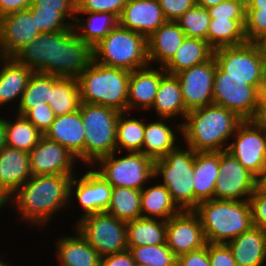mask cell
Returning <instances> with one entry per match:
<instances>
[{
  "mask_svg": "<svg viewBox=\"0 0 266 266\" xmlns=\"http://www.w3.org/2000/svg\"><path fill=\"white\" fill-rule=\"evenodd\" d=\"M135 266H152V265H148V264H136Z\"/></svg>",
  "mask_w": 266,
  "mask_h": 266,
  "instance_id": "66",
  "label": "cell"
},
{
  "mask_svg": "<svg viewBox=\"0 0 266 266\" xmlns=\"http://www.w3.org/2000/svg\"><path fill=\"white\" fill-rule=\"evenodd\" d=\"M40 33L28 9L0 17V57H13Z\"/></svg>",
  "mask_w": 266,
  "mask_h": 266,
  "instance_id": "19",
  "label": "cell"
},
{
  "mask_svg": "<svg viewBox=\"0 0 266 266\" xmlns=\"http://www.w3.org/2000/svg\"><path fill=\"white\" fill-rule=\"evenodd\" d=\"M7 202H8L7 199L0 193V210L6 208L4 206L6 205L8 206Z\"/></svg>",
  "mask_w": 266,
  "mask_h": 266,
  "instance_id": "62",
  "label": "cell"
},
{
  "mask_svg": "<svg viewBox=\"0 0 266 266\" xmlns=\"http://www.w3.org/2000/svg\"><path fill=\"white\" fill-rule=\"evenodd\" d=\"M128 114V115H127ZM129 112H121L118 117L116 131V151L141 152L144 142L145 121Z\"/></svg>",
  "mask_w": 266,
  "mask_h": 266,
  "instance_id": "39",
  "label": "cell"
},
{
  "mask_svg": "<svg viewBox=\"0 0 266 266\" xmlns=\"http://www.w3.org/2000/svg\"><path fill=\"white\" fill-rule=\"evenodd\" d=\"M176 266H211L208 256V243L200 249L177 257Z\"/></svg>",
  "mask_w": 266,
  "mask_h": 266,
  "instance_id": "53",
  "label": "cell"
},
{
  "mask_svg": "<svg viewBox=\"0 0 266 266\" xmlns=\"http://www.w3.org/2000/svg\"><path fill=\"white\" fill-rule=\"evenodd\" d=\"M32 74L30 68L13 57H0V109L13 102H17L14 105L18 107Z\"/></svg>",
  "mask_w": 266,
  "mask_h": 266,
  "instance_id": "27",
  "label": "cell"
},
{
  "mask_svg": "<svg viewBox=\"0 0 266 266\" xmlns=\"http://www.w3.org/2000/svg\"><path fill=\"white\" fill-rule=\"evenodd\" d=\"M2 257H3V255H1V257H0V266H12L9 264V262H6L5 260L3 261Z\"/></svg>",
  "mask_w": 266,
  "mask_h": 266,
  "instance_id": "64",
  "label": "cell"
},
{
  "mask_svg": "<svg viewBox=\"0 0 266 266\" xmlns=\"http://www.w3.org/2000/svg\"><path fill=\"white\" fill-rule=\"evenodd\" d=\"M217 65L227 77L243 79L249 85L262 87L263 51L259 43L220 47L214 50Z\"/></svg>",
  "mask_w": 266,
  "mask_h": 266,
  "instance_id": "11",
  "label": "cell"
},
{
  "mask_svg": "<svg viewBox=\"0 0 266 266\" xmlns=\"http://www.w3.org/2000/svg\"><path fill=\"white\" fill-rule=\"evenodd\" d=\"M260 185H261L264 189H266V174H265L264 178L260 181Z\"/></svg>",
  "mask_w": 266,
  "mask_h": 266,
  "instance_id": "65",
  "label": "cell"
},
{
  "mask_svg": "<svg viewBox=\"0 0 266 266\" xmlns=\"http://www.w3.org/2000/svg\"><path fill=\"white\" fill-rule=\"evenodd\" d=\"M53 85V75L33 72L14 114L23 116L33 106L47 103L49 101L50 89H52Z\"/></svg>",
  "mask_w": 266,
  "mask_h": 266,
  "instance_id": "41",
  "label": "cell"
},
{
  "mask_svg": "<svg viewBox=\"0 0 266 266\" xmlns=\"http://www.w3.org/2000/svg\"><path fill=\"white\" fill-rule=\"evenodd\" d=\"M211 266H238L227 244L208 243Z\"/></svg>",
  "mask_w": 266,
  "mask_h": 266,
  "instance_id": "52",
  "label": "cell"
},
{
  "mask_svg": "<svg viewBox=\"0 0 266 266\" xmlns=\"http://www.w3.org/2000/svg\"><path fill=\"white\" fill-rule=\"evenodd\" d=\"M207 10L211 19H245L246 14V9L235 0H224Z\"/></svg>",
  "mask_w": 266,
  "mask_h": 266,
  "instance_id": "49",
  "label": "cell"
},
{
  "mask_svg": "<svg viewBox=\"0 0 266 266\" xmlns=\"http://www.w3.org/2000/svg\"><path fill=\"white\" fill-rule=\"evenodd\" d=\"M86 169L89 170L83 172V174L80 173L81 176H78V173L75 174L70 183V203L77 202L83 212L78 219L106 211L110 204L113 190L111 184L92 169V166H86Z\"/></svg>",
  "mask_w": 266,
  "mask_h": 266,
  "instance_id": "15",
  "label": "cell"
},
{
  "mask_svg": "<svg viewBox=\"0 0 266 266\" xmlns=\"http://www.w3.org/2000/svg\"><path fill=\"white\" fill-rule=\"evenodd\" d=\"M182 210L173 201L168 189L159 183L141 190V217L169 220Z\"/></svg>",
  "mask_w": 266,
  "mask_h": 266,
  "instance_id": "33",
  "label": "cell"
},
{
  "mask_svg": "<svg viewBox=\"0 0 266 266\" xmlns=\"http://www.w3.org/2000/svg\"><path fill=\"white\" fill-rule=\"evenodd\" d=\"M128 0H76V12H105L120 17Z\"/></svg>",
  "mask_w": 266,
  "mask_h": 266,
  "instance_id": "46",
  "label": "cell"
},
{
  "mask_svg": "<svg viewBox=\"0 0 266 266\" xmlns=\"http://www.w3.org/2000/svg\"><path fill=\"white\" fill-rule=\"evenodd\" d=\"M30 170L35 175H75L77 158L59 143L44 135L29 152ZM75 168V169H74Z\"/></svg>",
  "mask_w": 266,
  "mask_h": 266,
  "instance_id": "17",
  "label": "cell"
},
{
  "mask_svg": "<svg viewBox=\"0 0 266 266\" xmlns=\"http://www.w3.org/2000/svg\"><path fill=\"white\" fill-rule=\"evenodd\" d=\"M230 152L259 181L266 174V130L256 120H243L229 142Z\"/></svg>",
  "mask_w": 266,
  "mask_h": 266,
  "instance_id": "12",
  "label": "cell"
},
{
  "mask_svg": "<svg viewBox=\"0 0 266 266\" xmlns=\"http://www.w3.org/2000/svg\"><path fill=\"white\" fill-rule=\"evenodd\" d=\"M82 17H81V16ZM83 15L86 17L83 18ZM119 24V18L105 12H76L72 25L76 35L83 41L95 46Z\"/></svg>",
  "mask_w": 266,
  "mask_h": 266,
  "instance_id": "32",
  "label": "cell"
},
{
  "mask_svg": "<svg viewBox=\"0 0 266 266\" xmlns=\"http://www.w3.org/2000/svg\"><path fill=\"white\" fill-rule=\"evenodd\" d=\"M80 103L77 78L54 76V85L50 89L47 104H49L55 116L77 111Z\"/></svg>",
  "mask_w": 266,
  "mask_h": 266,
  "instance_id": "36",
  "label": "cell"
},
{
  "mask_svg": "<svg viewBox=\"0 0 266 266\" xmlns=\"http://www.w3.org/2000/svg\"><path fill=\"white\" fill-rule=\"evenodd\" d=\"M79 110L86 131L84 165L92 166L100 158L116 151L117 122L121 112L89 103H80Z\"/></svg>",
  "mask_w": 266,
  "mask_h": 266,
  "instance_id": "7",
  "label": "cell"
},
{
  "mask_svg": "<svg viewBox=\"0 0 266 266\" xmlns=\"http://www.w3.org/2000/svg\"><path fill=\"white\" fill-rule=\"evenodd\" d=\"M130 71L93 62L77 77L81 103L128 112Z\"/></svg>",
  "mask_w": 266,
  "mask_h": 266,
  "instance_id": "4",
  "label": "cell"
},
{
  "mask_svg": "<svg viewBox=\"0 0 266 266\" xmlns=\"http://www.w3.org/2000/svg\"><path fill=\"white\" fill-rule=\"evenodd\" d=\"M30 5L31 0H0V17L13 12L26 10Z\"/></svg>",
  "mask_w": 266,
  "mask_h": 266,
  "instance_id": "55",
  "label": "cell"
},
{
  "mask_svg": "<svg viewBox=\"0 0 266 266\" xmlns=\"http://www.w3.org/2000/svg\"><path fill=\"white\" fill-rule=\"evenodd\" d=\"M253 226L266 230V189L259 185L250 199Z\"/></svg>",
  "mask_w": 266,
  "mask_h": 266,
  "instance_id": "48",
  "label": "cell"
},
{
  "mask_svg": "<svg viewBox=\"0 0 266 266\" xmlns=\"http://www.w3.org/2000/svg\"><path fill=\"white\" fill-rule=\"evenodd\" d=\"M28 10L35 18L36 27L41 33L66 31L72 28V24L56 10L41 9V7H29Z\"/></svg>",
  "mask_w": 266,
  "mask_h": 266,
  "instance_id": "44",
  "label": "cell"
},
{
  "mask_svg": "<svg viewBox=\"0 0 266 266\" xmlns=\"http://www.w3.org/2000/svg\"><path fill=\"white\" fill-rule=\"evenodd\" d=\"M226 244L238 266H266V230L253 226Z\"/></svg>",
  "mask_w": 266,
  "mask_h": 266,
  "instance_id": "28",
  "label": "cell"
},
{
  "mask_svg": "<svg viewBox=\"0 0 266 266\" xmlns=\"http://www.w3.org/2000/svg\"><path fill=\"white\" fill-rule=\"evenodd\" d=\"M163 67L152 65L130 72L128 87V112L149 111L158 91L161 79L166 75Z\"/></svg>",
  "mask_w": 266,
  "mask_h": 266,
  "instance_id": "21",
  "label": "cell"
},
{
  "mask_svg": "<svg viewBox=\"0 0 266 266\" xmlns=\"http://www.w3.org/2000/svg\"><path fill=\"white\" fill-rule=\"evenodd\" d=\"M186 35L176 21H166L147 38L148 61L164 67L182 45ZM153 62L154 65H153Z\"/></svg>",
  "mask_w": 266,
  "mask_h": 266,
  "instance_id": "25",
  "label": "cell"
},
{
  "mask_svg": "<svg viewBox=\"0 0 266 266\" xmlns=\"http://www.w3.org/2000/svg\"><path fill=\"white\" fill-rule=\"evenodd\" d=\"M244 33L248 42L258 43L266 36V8H247Z\"/></svg>",
  "mask_w": 266,
  "mask_h": 266,
  "instance_id": "45",
  "label": "cell"
},
{
  "mask_svg": "<svg viewBox=\"0 0 266 266\" xmlns=\"http://www.w3.org/2000/svg\"><path fill=\"white\" fill-rule=\"evenodd\" d=\"M93 60L130 72L147 67V38L118 24L93 46Z\"/></svg>",
  "mask_w": 266,
  "mask_h": 266,
  "instance_id": "6",
  "label": "cell"
},
{
  "mask_svg": "<svg viewBox=\"0 0 266 266\" xmlns=\"http://www.w3.org/2000/svg\"><path fill=\"white\" fill-rule=\"evenodd\" d=\"M41 133H45L55 119V114L49 104L33 106L24 115Z\"/></svg>",
  "mask_w": 266,
  "mask_h": 266,
  "instance_id": "47",
  "label": "cell"
},
{
  "mask_svg": "<svg viewBox=\"0 0 266 266\" xmlns=\"http://www.w3.org/2000/svg\"><path fill=\"white\" fill-rule=\"evenodd\" d=\"M5 145V117L0 116V149Z\"/></svg>",
  "mask_w": 266,
  "mask_h": 266,
  "instance_id": "59",
  "label": "cell"
},
{
  "mask_svg": "<svg viewBox=\"0 0 266 266\" xmlns=\"http://www.w3.org/2000/svg\"><path fill=\"white\" fill-rule=\"evenodd\" d=\"M216 66V60L212 56L206 62L175 74L179 80L182 98L188 112L213 104V81Z\"/></svg>",
  "mask_w": 266,
  "mask_h": 266,
  "instance_id": "16",
  "label": "cell"
},
{
  "mask_svg": "<svg viewBox=\"0 0 266 266\" xmlns=\"http://www.w3.org/2000/svg\"><path fill=\"white\" fill-rule=\"evenodd\" d=\"M242 121L233 111L215 104L191 110L182 123V143L195 152L227 150Z\"/></svg>",
  "mask_w": 266,
  "mask_h": 266,
  "instance_id": "2",
  "label": "cell"
},
{
  "mask_svg": "<svg viewBox=\"0 0 266 266\" xmlns=\"http://www.w3.org/2000/svg\"><path fill=\"white\" fill-rule=\"evenodd\" d=\"M92 62L93 47L79 38L72 27L57 39L54 64L45 74L77 78Z\"/></svg>",
  "mask_w": 266,
  "mask_h": 266,
  "instance_id": "14",
  "label": "cell"
},
{
  "mask_svg": "<svg viewBox=\"0 0 266 266\" xmlns=\"http://www.w3.org/2000/svg\"><path fill=\"white\" fill-rule=\"evenodd\" d=\"M156 111L157 118H170L177 120L180 117L184 122L188 111L182 98L181 86L176 75L166 74L158 87L154 103L149 109Z\"/></svg>",
  "mask_w": 266,
  "mask_h": 266,
  "instance_id": "31",
  "label": "cell"
},
{
  "mask_svg": "<svg viewBox=\"0 0 266 266\" xmlns=\"http://www.w3.org/2000/svg\"><path fill=\"white\" fill-rule=\"evenodd\" d=\"M167 21H176L196 5V0H158Z\"/></svg>",
  "mask_w": 266,
  "mask_h": 266,
  "instance_id": "51",
  "label": "cell"
},
{
  "mask_svg": "<svg viewBox=\"0 0 266 266\" xmlns=\"http://www.w3.org/2000/svg\"><path fill=\"white\" fill-rule=\"evenodd\" d=\"M136 264L152 266H176L177 257L167 244L153 246L128 247Z\"/></svg>",
  "mask_w": 266,
  "mask_h": 266,
  "instance_id": "42",
  "label": "cell"
},
{
  "mask_svg": "<svg viewBox=\"0 0 266 266\" xmlns=\"http://www.w3.org/2000/svg\"><path fill=\"white\" fill-rule=\"evenodd\" d=\"M238 4H240L244 9H247L251 4L252 0H235Z\"/></svg>",
  "mask_w": 266,
  "mask_h": 266,
  "instance_id": "61",
  "label": "cell"
},
{
  "mask_svg": "<svg viewBox=\"0 0 266 266\" xmlns=\"http://www.w3.org/2000/svg\"><path fill=\"white\" fill-rule=\"evenodd\" d=\"M43 135L67 148L79 162L84 164L86 131L79 109L69 114L56 116Z\"/></svg>",
  "mask_w": 266,
  "mask_h": 266,
  "instance_id": "23",
  "label": "cell"
},
{
  "mask_svg": "<svg viewBox=\"0 0 266 266\" xmlns=\"http://www.w3.org/2000/svg\"><path fill=\"white\" fill-rule=\"evenodd\" d=\"M248 8H266V0H252Z\"/></svg>",
  "mask_w": 266,
  "mask_h": 266,
  "instance_id": "60",
  "label": "cell"
},
{
  "mask_svg": "<svg viewBox=\"0 0 266 266\" xmlns=\"http://www.w3.org/2000/svg\"><path fill=\"white\" fill-rule=\"evenodd\" d=\"M220 152H196L194 161V209L202 201L212 200L219 177Z\"/></svg>",
  "mask_w": 266,
  "mask_h": 266,
  "instance_id": "30",
  "label": "cell"
},
{
  "mask_svg": "<svg viewBox=\"0 0 266 266\" xmlns=\"http://www.w3.org/2000/svg\"><path fill=\"white\" fill-rule=\"evenodd\" d=\"M15 117L8 119L5 116V145L29 153L43 133L24 116L16 114Z\"/></svg>",
  "mask_w": 266,
  "mask_h": 266,
  "instance_id": "38",
  "label": "cell"
},
{
  "mask_svg": "<svg viewBox=\"0 0 266 266\" xmlns=\"http://www.w3.org/2000/svg\"><path fill=\"white\" fill-rule=\"evenodd\" d=\"M106 212L125 222L141 218V191L127 187H113Z\"/></svg>",
  "mask_w": 266,
  "mask_h": 266,
  "instance_id": "40",
  "label": "cell"
},
{
  "mask_svg": "<svg viewBox=\"0 0 266 266\" xmlns=\"http://www.w3.org/2000/svg\"><path fill=\"white\" fill-rule=\"evenodd\" d=\"M65 31L40 33L13 58L33 72L46 73L54 64L55 43Z\"/></svg>",
  "mask_w": 266,
  "mask_h": 266,
  "instance_id": "26",
  "label": "cell"
},
{
  "mask_svg": "<svg viewBox=\"0 0 266 266\" xmlns=\"http://www.w3.org/2000/svg\"><path fill=\"white\" fill-rule=\"evenodd\" d=\"M30 7L56 10L61 13L72 25L76 15V0H31Z\"/></svg>",
  "mask_w": 266,
  "mask_h": 266,
  "instance_id": "50",
  "label": "cell"
},
{
  "mask_svg": "<svg viewBox=\"0 0 266 266\" xmlns=\"http://www.w3.org/2000/svg\"><path fill=\"white\" fill-rule=\"evenodd\" d=\"M73 234L59 237L55 245L56 259L60 266H100L101 256L73 227Z\"/></svg>",
  "mask_w": 266,
  "mask_h": 266,
  "instance_id": "29",
  "label": "cell"
},
{
  "mask_svg": "<svg viewBox=\"0 0 266 266\" xmlns=\"http://www.w3.org/2000/svg\"><path fill=\"white\" fill-rule=\"evenodd\" d=\"M167 221L152 218H138L128 221L127 245L128 247L153 246L166 244Z\"/></svg>",
  "mask_w": 266,
  "mask_h": 266,
  "instance_id": "35",
  "label": "cell"
},
{
  "mask_svg": "<svg viewBox=\"0 0 266 266\" xmlns=\"http://www.w3.org/2000/svg\"><path fill=\"white\" fill-rule=\"evenodd\" d=\"M260 181L230 152L220 151L219 177L213 199L249 201Z\"/></svg>",
  "mask_w": 266,
  "mask_h": 266,
  "instance_id": "13",
  "label": "cell"
},
{
  "mask_svg": "<svg viewBox=\"0 0 266 266\" xmlns=\"http://www.w3.org/2000/svg\"><path fill=\"white\" fill-rule=\"evenodd\" d=\"M210 21L207 8L198 5L186 11L176 20L186 37L200 38L206 41Z\"/></svg>",
  "mask_w": 266,
  "mask_h": 266,
  "instance_id": "43",
  "label": "cell"
},
{
  "mask_svg": "<svg viewBox=\"0 0 266 266\" xmlns=\"http://www.w3.org/2000/svg\"><path fill=\"white\" fill-rule=\"evenodd\" d=\"M261 93H262V96L266 95V56H263Z\"/></svg>",
  "mask_w": 266,
  "mask_h": 266,
  "instance_id": "58",
  "label": "cell"
},
{
  "mask_svg": "<svg viewBox=\"0 0 266 266\" xmlns=\"http://www.w3.org/2000/svg\"><path fill=\"white\" fill-rule=\"evenodd\" d=\"M262 93L246 80L226 76L218 65L213 81V104L225 107L243 120H255L261 104Z\"/></svg>",
  "mask_w": 266,
  "mask_h": 266,
  "instance_id": "10",
  "label": "cell"
},
{
  "mask_svg": "<svg viewBox=\"0 0 266 266\" xmlns=\"http://www.w3.org/2000/svg\"><path fill=\"white\" fill-rule=\"evenodd\" d=\"M266 130V97L262 96L261 104L255 119Z\"/></svg>",
  "mask_w": 266,
  "mask_h": 266,
  "instance_id": "56",
  "label": "cell"
},
{
  "mask_svg": "<svg viewBox=\"0 0 266 266\" xmlns=\"http://www.w3.org/2000/svg\"><path fill=\"white\" fill-rule=\"evenodd\" d=\"M136 263L132 258L130 251L124 250L112 255L101 257L100 266H135Z\"/></svg>",
  "mask_w": 266,
  "mask_h": 266,
  "instance_id": "54",
  "label": "cell"
},
{
  "mask_svg": "<svg viewBox=\"0 0 266 266\" xmlns=\"http://www.w3.org/2000/svg\"><path fill=\"white\" fill-rule=\"evenodd\" d=\"M73 176H31L7 199V203H11L18 218L20 217L24 223L45 228L49 221H52L54 214L71 207L69 194Z\"/></svg>",
  "mask_w": 266,
  "mask_h": 266,
  "instance_id": "1",
  "label": "cell"
},
{
  "mask_svg": "<svg viewBox=\"0 0 266 266\" xmlns=\"http://www.w3.org/2000/svg\"><path fill=\"white\" fill-rule=\"evenodd\" d=\"M245 19H211L207 34L208 44L215 50L247 42L244 33Z\"/></svg>",
  "mask_w": 266,
  "mask_h": 266,
  "instance_id": "37",
  "label": "cell"
},
{
  "mask_svg": "<svg viewBox=\"0 0 266 266\" xmlns=\"http://www.w3.org/2000/svg\"><path fill=\"white\" fill-rule=\"evenodd\" d=\"M200 218L206 243H222L235 239L253 227L249 201L207 200L193 210Z\"/></svg>",
  "mask_w": 266,
  "mask_h": 266,
  "instance_id": "3",
  "label": "cell"
},
{
  "mask_svg": "<svg viewBox=\"0 0 266 266\" xmlns=\"http://www.w3.org/2000/svg\"><path fill=\"white\" fill-rule=\"evenodd\" d=\"M170 118H161L151 122H145V133L142 153L153 160L163 158L171 150L176 148L182 142V123H176V129L166 123ZM166 121V122H165ZM177 131V133L175 132ZM179 133V134H178ZM178 135V136H177ZM181 137V138H180ZM179 138V140H178ZM181 139V140H180Z\"/></svg>",
  "mask_w": 266,
  "mask_h": 266,
  "instance_id": "24",
  "label": "cell"
},
{
  "mask_svg": "<svg viewBox=\"0 0 266 266\" xmlns=\"http://www.w3.org/2000/svg\"><path fill=\"white\" fill-rule=\"evenodd\" d=\"M31 176L29 153L4 145L0 149V193L8 199Z\"/></svg>",
  "mask_w": 266,
  "mask_h": 266,
  "instance_id": "22",
  "label": "cell"
},
{
  "mask_svg": "<svg viewBox=\"0 0 266 266\" xmlns=\"http://www.w3.org/2000/svg\"><path fill=\"white\" fill-rule=\"evenodd\" d=\"M179 145L163 158L154 160V179H162L161 184L168 189L173 201L181 210H194L196 152L187 145L185 147L184 143Z\"/></svg>",
  "mask_w": 266,
  "mask_h": 266,
  "instance_id": "5",
  "label": "cell"
},
{
  "mask_svg": "<svg viewBox=\"0 0 266 266\" xmlns=\"http://www.w3.org/2000/svg\"><path fill=\"white\" fill-rule=\"evenodd\" d=\"M214 49L204 39L185 37L175 55L163 67L167 74L178 72L208 61L213 56Z\"/></svg>",
  "mask_w": 266,
  "mask_h": 266,
  "instance_id": "34",
  "label": "cell"
},
{
  "mask_svg": "<svg viewBox=\"0 0 266 266\" xmlns=\"http://www.w3.org/2000/svg\"><path fill=\"white\" fill-rule=\"evenodd\" d=\"M224 0H196V5L204 8H209L217 5Z\"/></svg>",
  "mask_w": 266,
  "mask_h": 266,
  "instance_id": "57",
  "label": "cell"
},
{
  "mask_svg": "<svg viewBox=\"0 0 266 266\" xmlns=\"http://www.w3.org/2000/svg\"><path fill=\"white\" fill-rule=\"evenodd\" d=\"M126 224L103 211L77 219L74 228L104 257L128 249Z\"/></svg>",
  "mask_w": 266,
  "mask_h": 266,
  "instance_id": "9",
  "label": "cell"
},
{
  "mask_svg": "<svg viewBox=\"0 0 266 266\" xmlns=\"http://www.w3.org/2000/svg\"><path fill=\"white\" fill-rule=\"evenodd\" d=\"M126 153L124 156L116 157L119 153L115 151L97 160L92 168L112 187H127L141 191L148 182L152 184L154 160L142 152Z\"/></svg>",
  "mask_w": 266,
  "mask_h": 266,
  "instance_id": "8",
  "label": "cell"
},
{
  "mask_svg": "<svg viewBox=\"0 0 266 266\" xmlns=\"http://www.w3.org/2000/svg\"><path fill=\"white\" fill-rule=\"evenodd\" d=\"M261 46V49L263 51V56H266V36L258 42Z\"/></svg>",
  "mask_w": 266,
  "mask_h": 266,
  "instance_id": "63",
  "label": "cell"
},
{
  "mask_svg": "<svg viewBox=\"0 0 266 266\" xmlns=\"http://www.w3.org/2000/svg\"><path fill=\"white\" fill-rule=\"evenodd\" d=\"M166 21L158 0H128L119 17L120 26L146 38Z\"/></svg>",
  "mask_w": 266,
  "mask_h": 266,
  "instance_id": "20",
  "label": "cell"
},
{
  "mask_svg": "<svg viewBox=\"0 0 266 266\" xmlns=\"http://www.w3.org/2000/svg\"><path fill=\"white\" fill-rule=\"evenodd\" d=\"M166 244L176 257L206 245L200 218L193 210H182L167 220Z\"/></svg>",
  "mask_w": 266,
  "mask_h": 266,
  "instance_id": "18",
  "label": "cell"
}]
</instances>
